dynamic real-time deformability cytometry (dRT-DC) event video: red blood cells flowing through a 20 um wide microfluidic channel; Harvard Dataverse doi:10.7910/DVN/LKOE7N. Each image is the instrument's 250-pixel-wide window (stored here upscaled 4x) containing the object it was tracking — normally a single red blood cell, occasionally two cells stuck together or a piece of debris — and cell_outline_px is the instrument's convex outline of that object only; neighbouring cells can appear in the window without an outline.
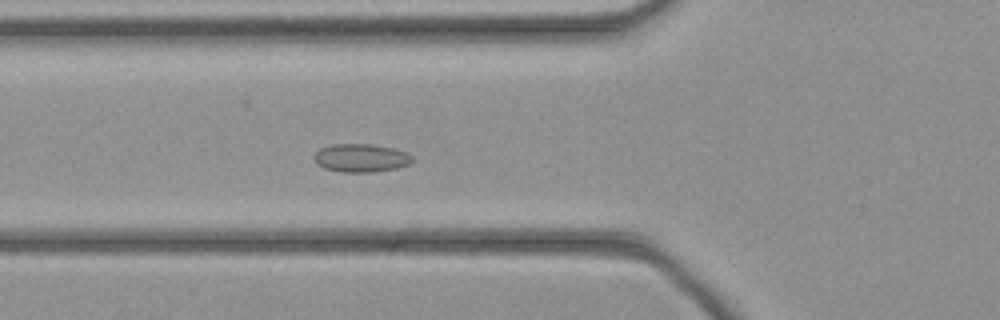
{"species": "common noctule bat (a hibernating species)", "species_latin": "Nyctalus noctula", "temperature_condition": "cold", "stored_images_in_passage": 46, "segment_of_instrument_passage": [1, 2], "camera_frame_rate_fps": 3000, "um_per_image_px": 0.085, "animal": {"sex": "female", "body_mass_g": 21.9}, "frame": {"image": 1, "passage_image": 16, "time_ms": 5.0, "image_size_px": [1000, 320], "cell_outline_px": [[412, 160], [408, 164], [396, 168], [372, 172], [340, 172], [324, 168], [316, 164], [312, 156], [320, 148], [332, 144], [372, 144], [392, 148], [404, 152], [412, 156]], "centroid_in_image_um": [30.61, 13.43], "position_along_channel_um": 95.2, "area_um2": 16.13}}
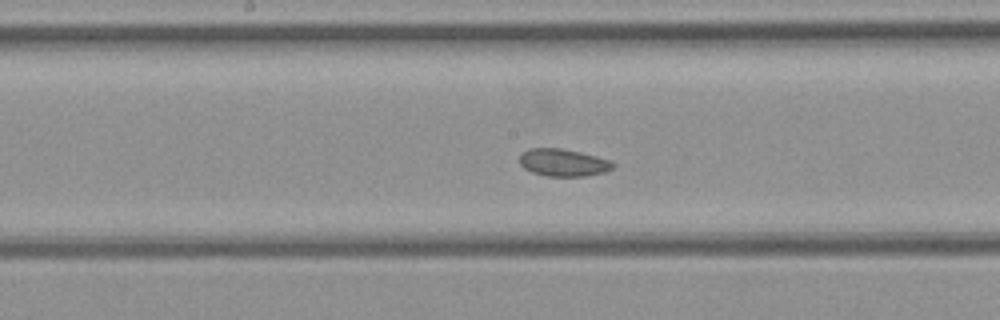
{"frame": {"image": 2, "passage_image": 23, "time_ms": 7.333, "image_size_px": [1000, 320], "cell_outline_px": [[616, 164], [612, 168], [604, 172], [584, 176], [548, 176], [532, 172], [524, 168], [520, 164], [520, 152], [528, 148], [560, 148], [580, 152], [612, 160]], "centroid_in_image_um": [47.87, 13.81], "position_along_channel_um": 200.3, "area_um2": 14.97}}
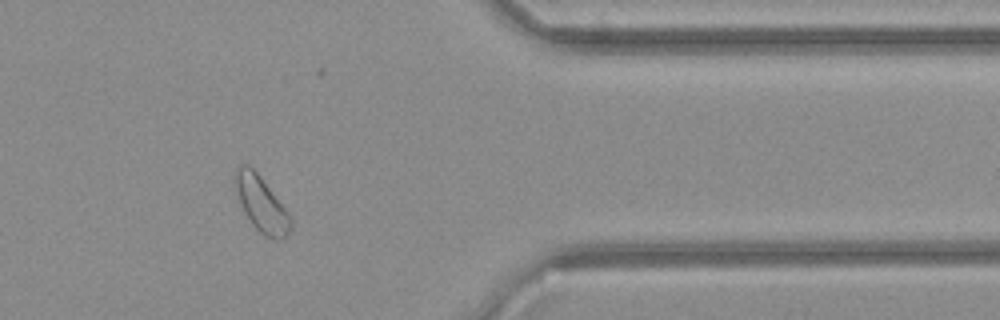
{"frame": {"image": 3, "passage_image": 37, "time_ms": 12.0, "image_size_px": [1000, 320], "cell_outline_px": [[292, 228], [280, 240], [276, 240], [264, 236], [252, 224], [244, 212], [240, 204], [232, 184], [232, 172], [240, 164], [248, 164], [260, 176], [288, 212], [292, 220]], "centroid_in_image_um": [22.15, 17.3], "position_along_channel_um": 389.3, "area_um2": 18.21}}